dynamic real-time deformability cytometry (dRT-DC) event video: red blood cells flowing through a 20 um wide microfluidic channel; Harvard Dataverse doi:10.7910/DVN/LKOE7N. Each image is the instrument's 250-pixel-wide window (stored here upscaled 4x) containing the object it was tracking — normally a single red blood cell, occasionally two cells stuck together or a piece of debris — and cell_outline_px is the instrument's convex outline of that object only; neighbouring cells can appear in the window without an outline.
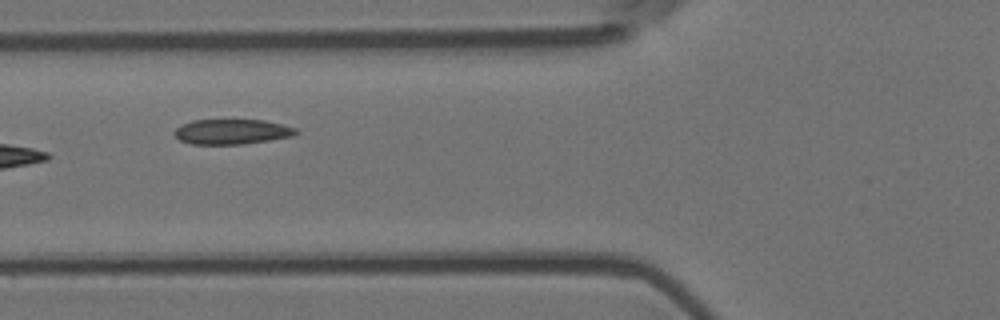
{"species": "Egyptian fruit bat (a non-hibernating species)", "species_latin": "Rousettus aegyptiacus", "temperature_condition": "room temperature", "stored_images_in_passage": 10, "camera_frame_rate_fps": 3000, "um_per_image_px": 0.085, "animal": {"sex": "female"}, "frame": {"image": 1, "passage_image": 5, "time_ms": 1.333, "image_size_px": [1000, 320], "cell_outline_px": [[300, 132], [292, 136], [268, 140], [240, 144], [192, 144], [180, 140], [172, 132], [180, 124], [192, 120], [264, 120], [296, 128]], "centroid_in_image_um": [19.67, 11.19], "position_along_channel_um": 106.1, "area_um2": 17.69}}
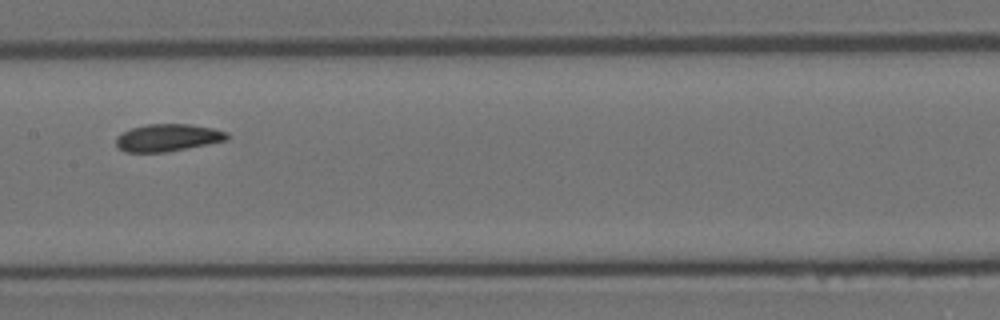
{"frame": {"image": 2, "passage_image": 7, "time_ms": 2.0, "image_size_px": [1000, 320], "cell_outline_px": [[228, 140], [164, 152], [124, 152], [116, 144], [116, 136], [132, 128], [148, 124], [188, 124], [212, 128], [228, 132]], "centroid_in_image_um": [14.25, 11.7], "position_along_channel_um": 193.1, "area_um2": 17.46}}
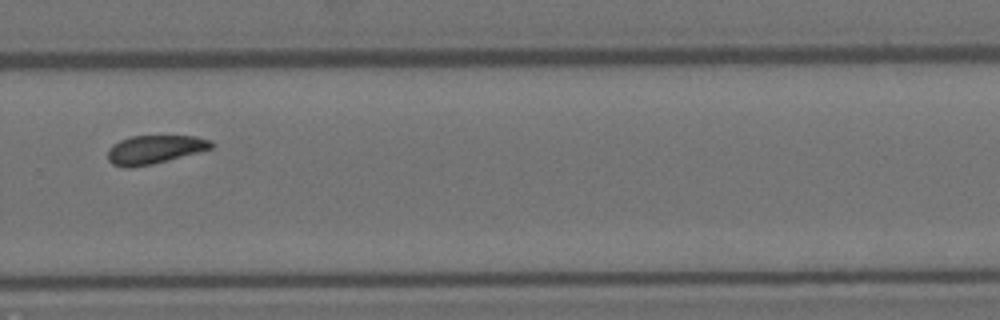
{"frame": {"image": 3, "passage_image": 10, "time_ms": 3.0, "image_size_px": [1000, 320], "cell_outline_px": [[216, 144], [212, 148], [152, 164], [128, 168], [112, 164], [108, 160], [108, 148], [112, 144], [120, 140], [132, 136], [196, 136], [212, 140]], "centroid_in_image_um": [13.14, 12.69], "position_along_channel_um": 316.7, "area_um2": 17.17}}